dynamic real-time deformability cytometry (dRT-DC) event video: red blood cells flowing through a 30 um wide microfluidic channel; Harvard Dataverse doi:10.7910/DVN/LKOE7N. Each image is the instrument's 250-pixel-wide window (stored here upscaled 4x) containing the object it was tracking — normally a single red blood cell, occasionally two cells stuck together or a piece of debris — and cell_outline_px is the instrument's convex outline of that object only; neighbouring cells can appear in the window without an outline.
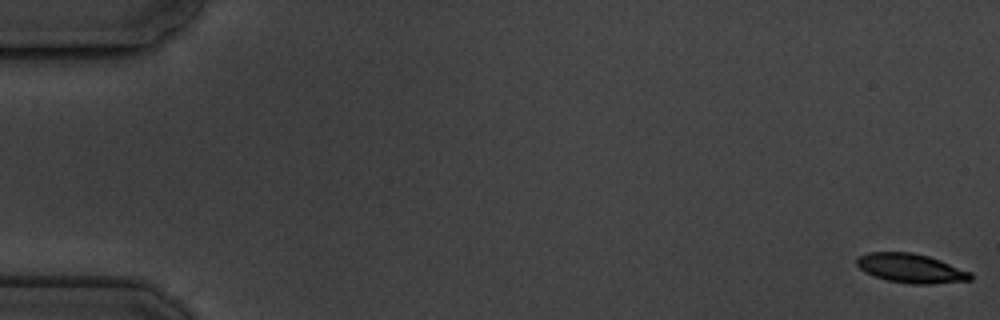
{"species": "common noctule bat (a hibernating species)", "species_latin": "Nyctalus noctula", "temperature_condition": "cold", "stored_images_in_passage": 6, "camera_frame_rate_fps": 3000, "um_per_image_px": 0.085, "animal": {"sex": "male", "body_mass_g": 19.5, "forearm_length_mm": 54.6}, "frame": {"image": 1, "passage_image": 1, "time_ms": 0.0, "image_size_px": [1000, 320], "cell_outline_px": [[972, 280], [932, 284], [912, 284], [888, 280], [876, 276], [860, 268], [856, 264], [856, 256], [868, 252], [912, 252], [928, 256], [940, 260], [972, 272]], "centroid_in_image_um": [77.45, 22.79], "position_along_channel_um": 7.6, "area_um2": 19.31}}
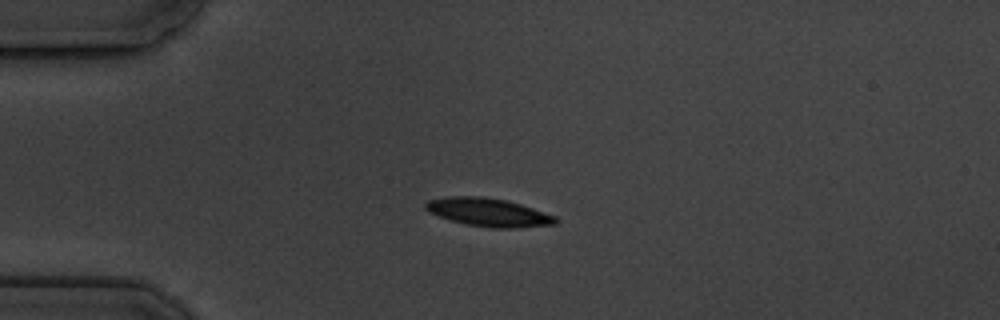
{"frame": {"image": 2, "passage_image": 5, "time_ms": 4.667, "image_size_px": [1000, 320], "cell_outline_px": [[560, 220], [556, 224], [516, 228], [488, 228], [464, 224], [428, 212], [424, 208], [424, 204], [428, 200], [448, 196], [480, 196], [508, 200], [556, 216]], "centroid_in_image_um": [41.52, 18.05], "position_along_channel_um": 43.5, "area_um2": 21.56}}